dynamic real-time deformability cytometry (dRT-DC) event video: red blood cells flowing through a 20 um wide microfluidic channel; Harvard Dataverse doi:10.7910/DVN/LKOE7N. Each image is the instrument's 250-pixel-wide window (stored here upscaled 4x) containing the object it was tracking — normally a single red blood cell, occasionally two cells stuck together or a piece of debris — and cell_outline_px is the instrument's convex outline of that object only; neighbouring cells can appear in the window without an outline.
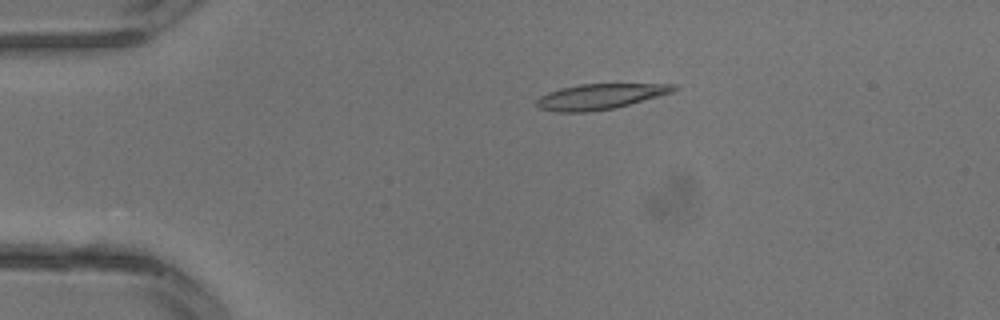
{"species": "common noctule bat (a hibernating species)", "species_latin": "Nyctalus noctula", "temperature_condition": "warm", "stored_images_in_passage": 1, "camera_frame_rate_fps": 3000, "um_per_image_px": 0.085, "animal": {"sex": "male", "body_mass_g": 13.3}, "frame": {"image": 1, "passage_image": 1, "time_ms": 0.0, "image_size_px": [1000, 320], "cell_outline_px": [[680, 88], [672, 92], [616, 108], [584, 112], [556, 112], [540, 108], [536, 104], [536, 100], [540, 96], [548, 92], [560, 88], [580, 84], [680, 84]], "centroid_in_image_um": [51.02, 8.2], "position_along_channel_um": 34.0, "area_um2": 20.35}}